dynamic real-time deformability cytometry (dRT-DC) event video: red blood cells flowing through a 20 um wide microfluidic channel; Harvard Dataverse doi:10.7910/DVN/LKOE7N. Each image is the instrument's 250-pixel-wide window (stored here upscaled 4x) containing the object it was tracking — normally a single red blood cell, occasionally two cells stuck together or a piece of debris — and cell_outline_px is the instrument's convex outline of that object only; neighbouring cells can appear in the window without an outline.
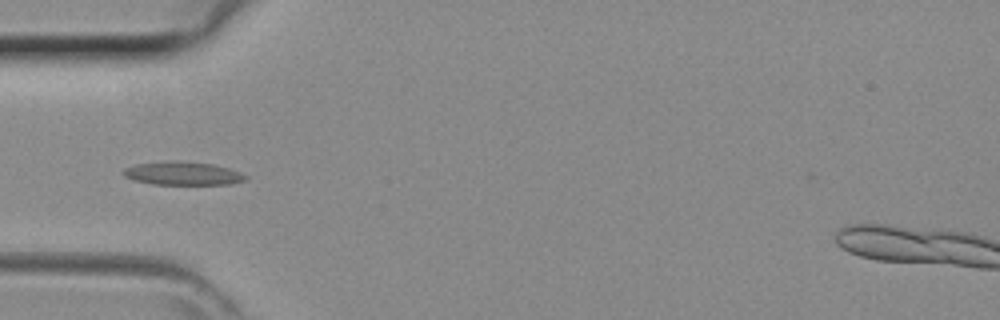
{"species": "common noctule bat (a hibernating species)", "species_latin": "Nyctalus noctula", "temperature_condition": "room temperature", "stored_images_in_passage": 25, "camera_frame_rate_fps": 3000, "um_per_image_px": 0.085, "animal": {"sex": "female", "body_mass_g": 29.2, "forearm_length_mm": 56.3}, "frame": {"image": 1, "passage_image": 3, "time_ms": 0.667, "image_size_px": [1000, 320], "cell_outline_px": [[248, 176], [244, 180], [228, 184], [152, 184], [132, 180], [124, 176], [120, 172], [124, 168], [136, 164], [168, 160], [180, 160], [212, 164], [228, 168], [240, 172]], "centroid_in_image_um": [15.46, 14.72], "position_along_channel_um": 69.5, "area_um2": 16.76}}
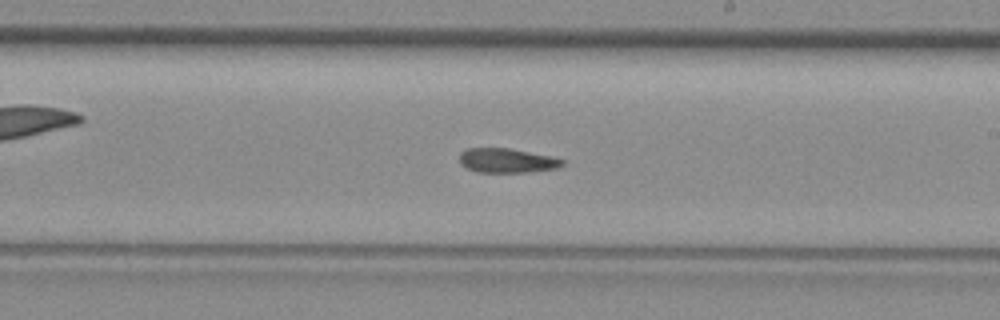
{"frame": {"image": 2, "passage_image": 14, "time_ms": 4.333, "image_size_px": [1000, 320], "cell_outline_px": [[564, 164], [556, 168], [524, 172], [476, 172], [460, 164], [460, 152], [468, 148], [508, 148], [552, 156], [564, 160]], "centroid_in_image_um": [43.07, 13.64], "position_along_channel_um": 245.9, "area_um2": 14.51}}
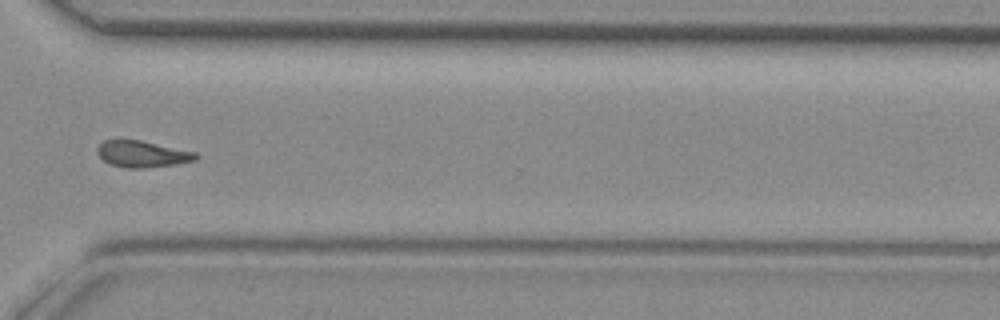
{"frame": {"image": 3, "passage_image": 21, "time_ms": 6.667, "image_size_px": [1000, 320], "cell_outline_px": [[200, 156], [196, 160], [176, 164], [144, 168], [128, 168], [112, 164], [104, 160], [96, 152], [96, 148], [104, 140], [120, 136], [140, 140], [196, 152]], "centroid_in_image_um": [12.06, 13.05], "position_along_channel_um": 358.5, "area_um2": 15.61}}